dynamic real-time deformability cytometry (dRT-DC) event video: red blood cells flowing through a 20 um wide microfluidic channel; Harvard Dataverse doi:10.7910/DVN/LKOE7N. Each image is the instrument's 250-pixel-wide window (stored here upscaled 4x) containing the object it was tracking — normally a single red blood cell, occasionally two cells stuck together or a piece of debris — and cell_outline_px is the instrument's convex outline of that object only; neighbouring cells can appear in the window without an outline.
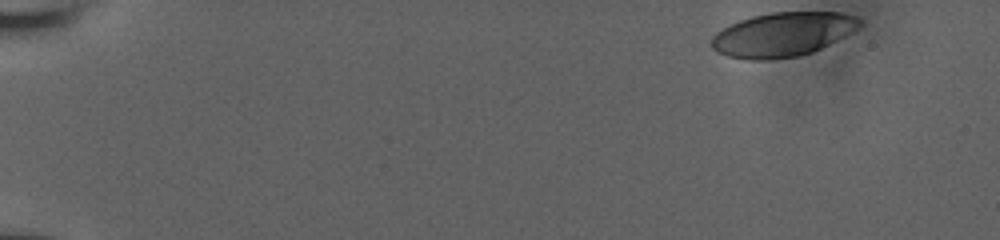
{"species": "human", "species_latin": "Homo sapiens", "temperature_condition": "room temperature", "stored_images_in_passage": 45, "camera_frame_rate_fps": 3000, "um_per_image_px": 0.085, "donor": {"sex": "male"}, "frame": {"image": 1, "passage_image": 1, "time_ms": 0.0, "image_size_px": [1000, 240], "cell_outline_px": [[864, 24], [860, 28], [812, 52], [796, 56], [768, 60], [748, 60], [728, 56], [716, 52], [712, 48], [712, 36], [716, 32], [740, 20], [752, 16], [772, 12], [840, 12], [856, 16], [864, 20]], "centroid_in_image_um": [66.56, 2.92], "position_along_channel_um": 18.4, "area_um2": 38.15}}
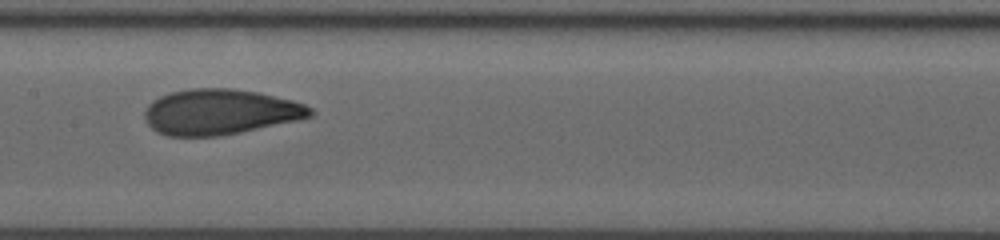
{"frame": {"image": 2, "passage_image": 26, "time_ms": 8.333, "image_size_px": [1000, 240], "cell_outline_px": [[316, 112], [312, 116], [296, 120], [240, 132], [220, 136], [168, 136], [156, 132], [144, 120], [144, 112], [148, 104], [152, 100], [160, 96], [172, 92], [188, 88], [232, 88], [260, 92], [292, 100], [304, 104], [312, 108]], "centroid_in_image_um": [18.68, 9.5], "position_along_channel_um": 188.7, "area_um2": 44.1}}
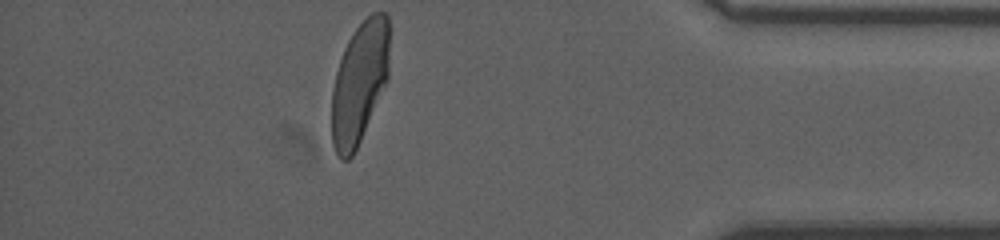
{"frame": {"image": 3, "passage_image": 45, "time_ms": 14.667, "image_size_px": [1000, 240], "cell_outline_px": [[388, 80], [360, 140], [352, 156], [348, 160], [340, 160], [336, 156], [332, 144], [332, 88], [336, 72], [344, 48], [348, 40], [356, 28], [372, 12], [384, 12], [388, 16]], "centroid_in_image_um": [30.54, 7.05], "position_along_channel_um": 404.7, "area_um2": 40.75}, "authors_computed_cell_mechanics": {"area_um2": 42.6564, "velocity_mm_per_s": 3.9197, "shape_relaxation_time_tau1_ms": 7.0411, "shape_relaxation_time_tau2_ms": 1.0471, "deformation_change_tau1": 0.2299, "deformation_change_tau2": 0.0709}}